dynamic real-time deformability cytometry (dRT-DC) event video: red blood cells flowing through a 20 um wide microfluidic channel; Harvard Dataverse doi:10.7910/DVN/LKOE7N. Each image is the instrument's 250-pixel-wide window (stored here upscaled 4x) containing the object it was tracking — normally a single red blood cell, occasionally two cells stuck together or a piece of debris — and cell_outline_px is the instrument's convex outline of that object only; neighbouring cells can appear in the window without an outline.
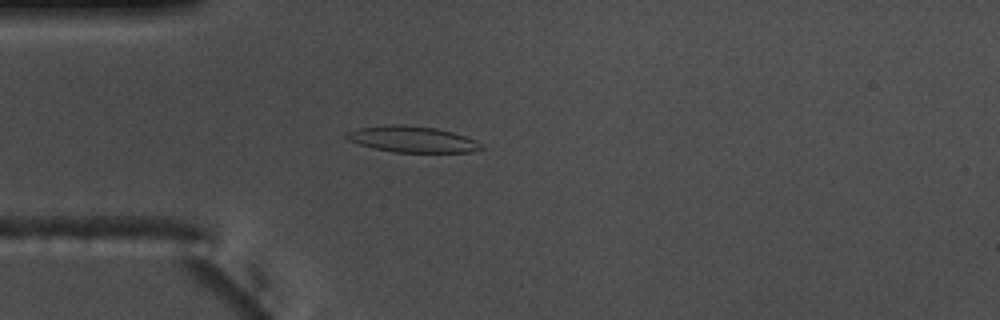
{"species": "common noctule bat (a hibernating species)", "species_latin": "Nyctalus noctula", "temperature_condition": "warm", "stored_images_in_passage": 54, "camera_frame_rate_fps": 3000, "um_per_image_px": 0.085, "animal": {"sex": "male", "body_mass_g": 17.5, "forearm_length_mm": 52.3}, "frame": {"image": 1, "passage_image": 14, "time_ms": 4.333, "image_size_px": [1000, 320], "cell_outline_px": [[484, 148], [472, 152], [392, 152], [372, 148], [348, 140], [344, 136], [348, 132], [360, 128], [392, 124], [396, 124], [436, 128], [452, 132], [476, 140]], "centroid_in_image_um": [35.05, 11.85], "position_along_channel_um": 50.0, "area_um2": 20.29}}
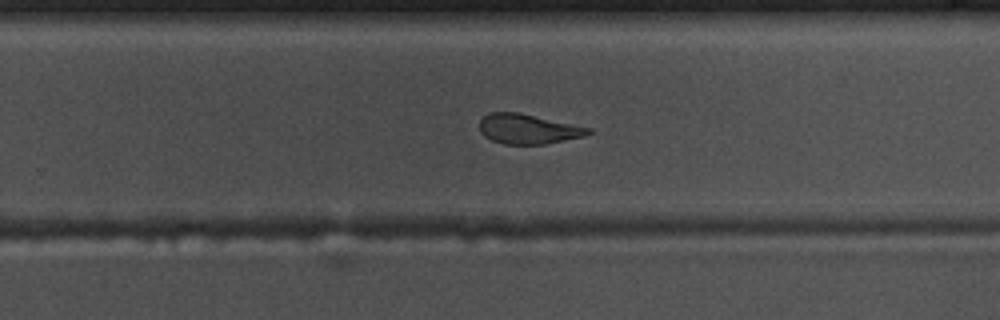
{"frame": {"image": 2, "passage_image": 34, "time_ms": 11.0, "image_size_px": [1000, 320], "cell_outline_px": [[592, 132], [584, 136], [544, 144], [504, 144], [492, 140], [484, 136], [480, 132], [480, 120], [488, 112], [516, 112], [592, 128]], "centroid_in_image_um": [44.86, 10.96], "position_along_channel_um": 284.9, "area_um2": 18.73}}
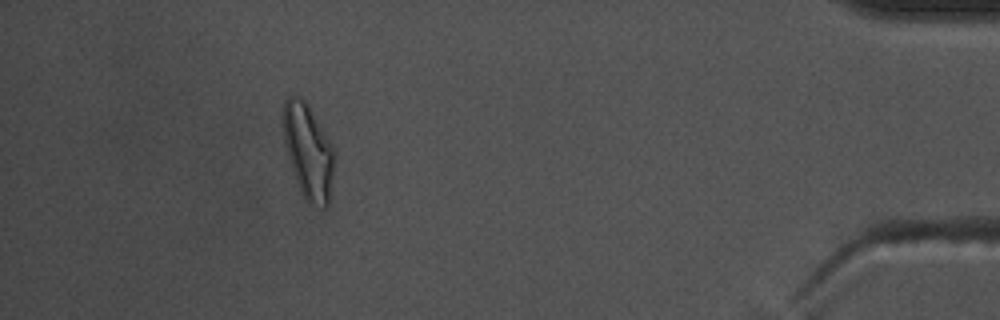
{"frame": {"image": 3, "passage_image": 49, "time_ms": 16.0, "image_size_px": [1000, 320], "cell_outline_px": [[332, 176], [328, 204], [324, 208], [312, 204], [304, 200], [296, 180], [288, 156], [284, 140], [284, 100], [288, 96], [300, 96], [308, 104], [332, 144]], "centroid_in_image_um": [26.18, 12.85], "position_along_channel_um": 409.0, "area_um2": 27.51}, "authors_computed_cell_mechanics": {"area_um2": 20.4901, "velocity_mm_per_s": 3.6746, "shape_relaxation_time_tau1_ms": null, "shape_relaxation_time_tau2_ms": 2.6102, "deformation_change_tau1": null, "deformation_change_tau2": 0.1113}}